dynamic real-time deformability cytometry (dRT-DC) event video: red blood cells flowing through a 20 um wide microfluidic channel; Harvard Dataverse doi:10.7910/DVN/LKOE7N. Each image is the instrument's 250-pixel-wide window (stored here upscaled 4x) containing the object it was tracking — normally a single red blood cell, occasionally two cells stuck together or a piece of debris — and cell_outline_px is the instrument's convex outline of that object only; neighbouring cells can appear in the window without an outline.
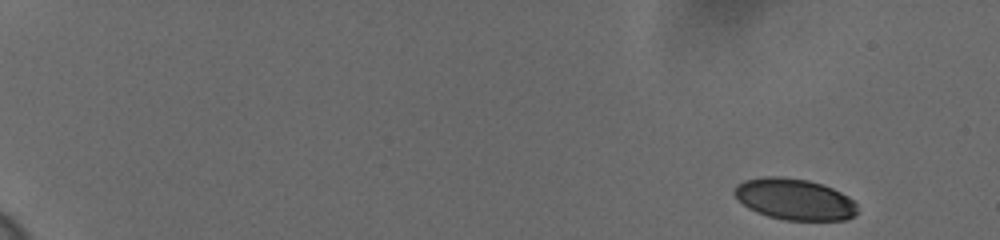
{"species": "human", "species_latin": "Homo sapiens", "temperature_condition": "cold", "stored_images_in_passage": 56, "camera_frame_rate_fps": 3000, "um_per_image_px": 0.085, "donor": {"sex": "female"}, "frame": {"image": 1, "passage_image": 1, "time_ms": 0.0, "image_size_px": [1000, 240], "cell_outline_px": [[856, 216], [848, 220], [784, 220], [768, 216], [756, 212], [748, 208], [732, 192], [732, 188], [736, 184], [744, 180], [764, 176], [780, 176], [808, 180], [832, 188], [848, 196], [856, 204]], "centroid_in_image_um": [67.51, 16.93], "position_along_channel_um": 17.5, "area_um2": 29.71}}
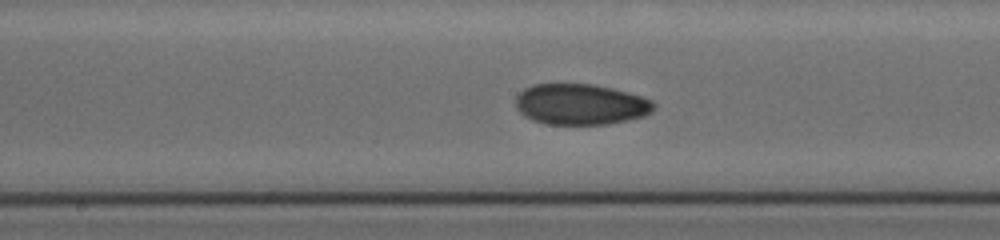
{"frame": {"image": 2, "passage_image": 31, "time_ms": 10.0, "image_size_px": [1000, 240], "cell_outline_px": [[656, 108], [652, 112], [644, 116], [628, 120], [608, 124], [548, 124], [532, 120], [524, 116], [516, 108], [516, 96], [524, 88], [532, 84], [592, 84], [612, 88], [628, 92], [652, 100], [656, 104]], "centroid_in_image_um": [49.36, 8.87], "position_along_channel_um": 198.8, "area_um2": 33.06}}
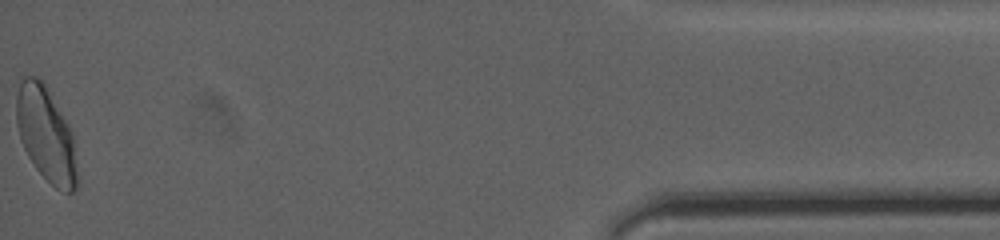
{"frame": {"image": 3, "passage_image": 56, "time_ms": 18.333, "image_size_px": [1000, 240], "cell_outline_px": [[80, 184], [72, 192], [60, 192], [36, 168], [28, 156], [20, 140], [16, 120], [16, 96], [20, 76], [36, 76], [44, 84], [68, 124], [72, 132], [80, 180]], "centroid_in_image_um": [3.93, 11.45], "position_along_channel_um": 431.3, "area_um2": 33.76}, "authors_computed_cell_mechanics": {"area_um2": 32.0212, "velocity_mm_per_s": 3.6215, "shape_relaxation_time_tau1_ms": 5.2452, "shape_relaxation_time_tau2_ms": 2.5441, "deformation_change_tau1": 0.1286, "deformation_change_tau2": 0.0553}}